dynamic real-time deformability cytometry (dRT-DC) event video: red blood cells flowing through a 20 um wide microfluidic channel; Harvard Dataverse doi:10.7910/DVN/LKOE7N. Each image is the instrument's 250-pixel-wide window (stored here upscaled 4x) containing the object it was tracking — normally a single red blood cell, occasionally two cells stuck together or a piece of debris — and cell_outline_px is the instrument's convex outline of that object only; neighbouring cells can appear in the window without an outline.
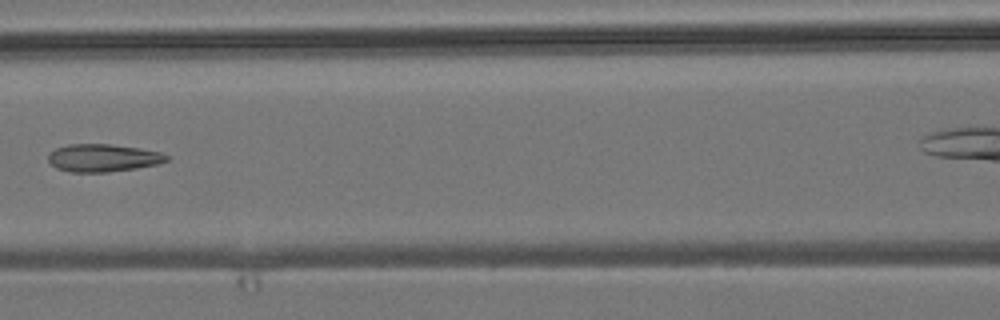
{"species": "common noctule bat (a hibernating species)", "species_latin": "Nyctalus noctula", "temperature_condition": "room temperature", "stored_images_in_passage": 9, "segment_of_instrument_passage": [1, 2], "camera_frame_rate_fps": 3000, "um_per_image_px": 0.085, "animal": {"sex": "male", "body_mass_g": 19.2, "forearm_length_mm": 51.8}, "frame": {"image": 1, "passage_image": 7, "time_ms": 7.0, "image_size_px": [1000, 320], "cell_outline_px": [[172, 156], [168, 160], [156, 164], [136, 168], [108, 172], [72, 172], [56, 168], [48, 160], [48, 156], [56, 148], [68, 144], [112, 144], [140, 148], [160, 152]], "centroid_in_image_um": [8.78, 13.41], "position_along_channel_um": 157.8, "area_um2": 19.07}}
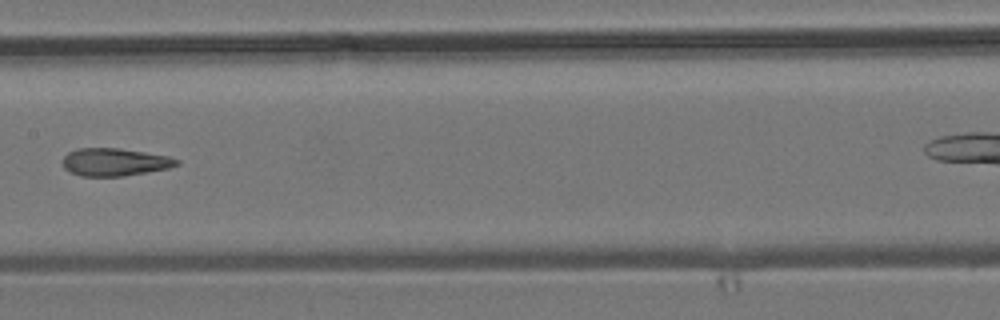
{"frame": {"image": 2, "passage_image": 8, "time_ms": 8.0, "image_size_px": [1000, 320], "cell_outline_px": [[180, 164], [168, 168], [148, 172], [124, 176], [80, 176], [68, 172], [64, 168], [64, 156], [68, 152], [76, 148], [120, 148], [168, 156], [180, 160]], "centroid_in_image_um": [9.74, 13.78], "position_along_channel_um": 197.7, "area_um2": 18.5}}